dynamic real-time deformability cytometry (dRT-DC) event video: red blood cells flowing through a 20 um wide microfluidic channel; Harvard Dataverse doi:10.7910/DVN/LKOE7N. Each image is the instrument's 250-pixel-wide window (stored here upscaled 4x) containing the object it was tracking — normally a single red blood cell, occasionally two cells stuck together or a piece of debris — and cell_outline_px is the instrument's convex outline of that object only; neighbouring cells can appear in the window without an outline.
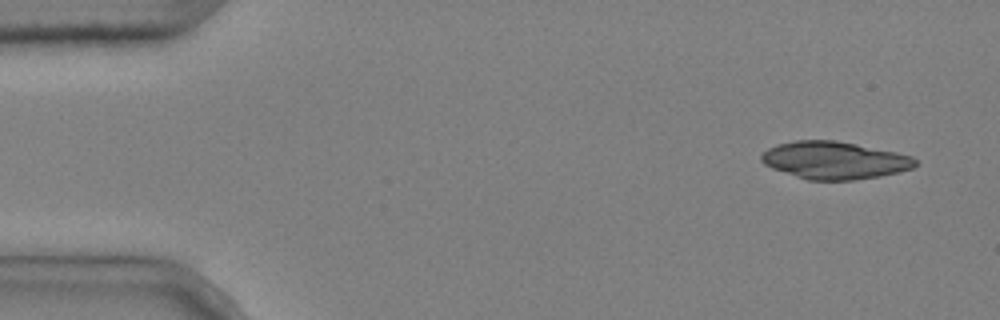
{"species": "common noctule bat (a hibernating species)", "species_latin": "Nyctalus noctula", "temperature_condition": "cold", "stored_images_in_passage": 4, "camera_frame_rate_fps": 3000, "um_per_image_px": 0.085, "animal": {"sex": "male", "body_mass_g": 20.4}, "frame": {"image": 1, "passage_image": 1, "time_ms": 0.0, "image_size_px": [1000, 320], "cell_outline_px": [[920, 164], [912, 168], [880, 176], [852, 180], [808, 180], [772, 168], [764, 164], [760, 160], [760, 156], [768, 148], [776, 144], [796, 140], [836, 140], [896, 152], [912, 156]], "centroid_in_image_um": [70.92, 13.62], "position_along_channel_um": 14.1, "area_um2": 33.58}}